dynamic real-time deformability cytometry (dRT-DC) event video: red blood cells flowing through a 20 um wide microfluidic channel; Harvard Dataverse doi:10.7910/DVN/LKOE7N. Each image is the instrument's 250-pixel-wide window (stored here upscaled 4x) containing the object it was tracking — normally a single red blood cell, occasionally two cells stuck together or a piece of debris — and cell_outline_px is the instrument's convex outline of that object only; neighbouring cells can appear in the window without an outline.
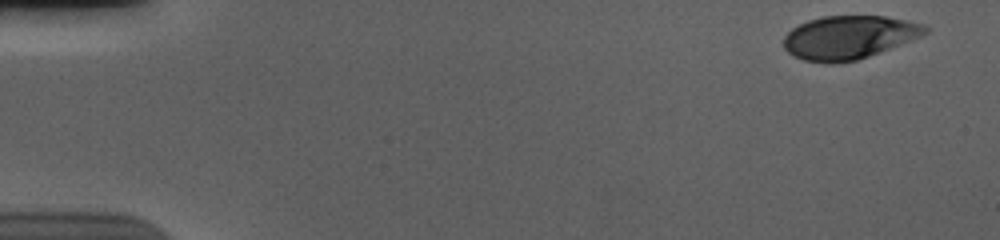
{"species": "human", "species_latin": "Homo sapiens", "temperature_condition": "cold", "stored_images_in_passage": 54, "camera_frame_rate_fps": 3000, "um_per_image_px": 0.085, "donor": {"sex": "male"}, "frame": {"image": 1, "passage_image": 1, "time_ms": 0.0, "image_size_px": [1000, 240], "cell_outline_px": [[932, 32], [868, 56], [856, 60], [832, 64], [804, 60], [788, 52], [784, 48], [784, 36], [792, 28], [808, 20], [824, 16], [884, 16], [924, 24]], "centroid_in_image_um": [72.16, 3.17], "position_along_channel_um": 12.8, "area_um2": 35.55}}
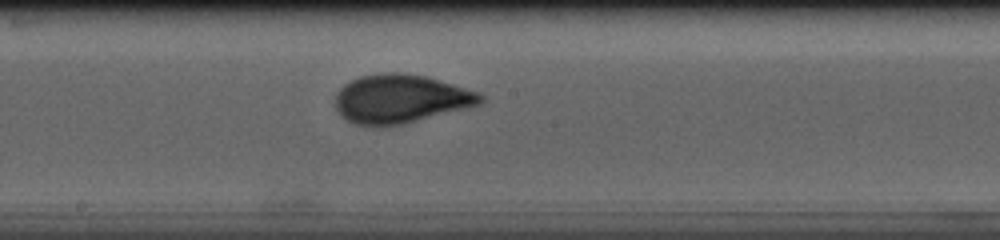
{"frame": {"image": 2, "passage_image": 29, "time_ms": 9.333, "image_size_px": [1000, 240], "cell_outline_px": [[484, 100], [480, 104], [404, 124], [384, 128], [372, 128], [356, 124], [344, 120], [340, 116], [336, 108], [336, 92], [344, 84], [360, 76], [384, 72], [396, 72], [424, 76], [480, 92], [484, 96]], "centroid_in_image_um": [34.0, 8.43], "position_along_channel_um": 214.2, "area_um2": 41.56}}
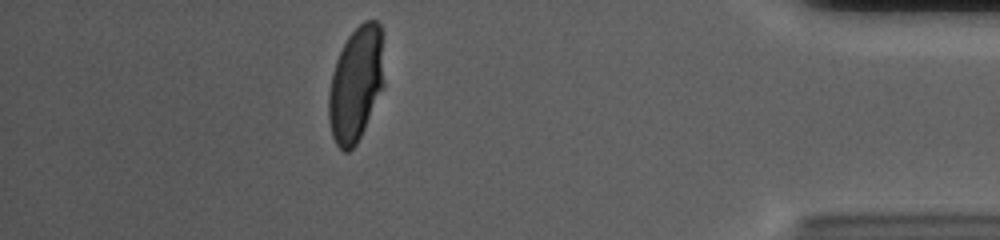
{"frame": {"image": 3, "passage_image": 48, "time_ms": 15.667, "image_size_px": [1000, 240], "cell_outline_px": [[384, 84], [364, 128], [356, 144], [348, 152], [344, 152], [336, 144], [332, 136], [328, 120], [328, 92], [332, 72], [336, 60], [348, 36], [364, 20], [376, 20], [380, 24]], "centroid_in_image_um": [30.22, 7.15], "position_along_channel_um": 405.0, "area_um2": 36.82}, "authors_computed_cell_mechanics": {"area_um2": 39.2173, "velocity_mm_per_s": 3.6773, "shape_relaxation_time_tau1_ms": 3.4941, "shape_relaxation_time_tau2_ms": null, "deformation_change_tau1": 0.1652, "deformation_change_tau2": null}}